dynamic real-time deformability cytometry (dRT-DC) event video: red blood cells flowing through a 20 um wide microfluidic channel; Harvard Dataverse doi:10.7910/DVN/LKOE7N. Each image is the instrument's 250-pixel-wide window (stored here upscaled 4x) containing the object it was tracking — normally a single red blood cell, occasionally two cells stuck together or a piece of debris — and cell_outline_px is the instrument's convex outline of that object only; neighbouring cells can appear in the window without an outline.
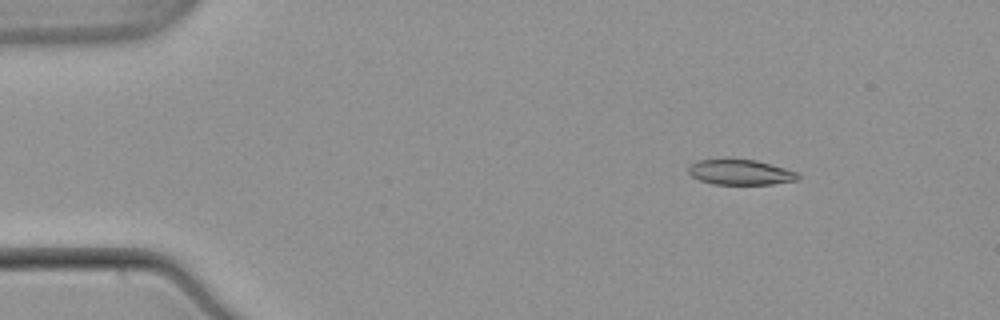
{"species": "common noctule bat (a hibernating species)", "species_latin": "Nyctalus noctula", "temperature_condition": "warm", "stored_images_in_passage": 12, "camera_frame_rate_fps": 3000, "um_per_image_px": 0.085, "animal": {"sex": "male", "body_mass_g": 21.5, "forearm_length_mm": 52.0}, "frame": {"image": 1, "passage_image": 3, "time_ms": 0.667, "image_size_px": [1000, 320], "cell_outline_px": [[800, 176], [796, 180], [772, 184], [712, 184], [700, 180], [692, 176], [688, 172], [688, 168], [692, 164], [700, 160], [756, 160], [784, 168], [796, 172]], "centroid_in_image_um": [62.93, 14.65], "position_along_channel_um": 22.1, "area_um2": 15.72}}